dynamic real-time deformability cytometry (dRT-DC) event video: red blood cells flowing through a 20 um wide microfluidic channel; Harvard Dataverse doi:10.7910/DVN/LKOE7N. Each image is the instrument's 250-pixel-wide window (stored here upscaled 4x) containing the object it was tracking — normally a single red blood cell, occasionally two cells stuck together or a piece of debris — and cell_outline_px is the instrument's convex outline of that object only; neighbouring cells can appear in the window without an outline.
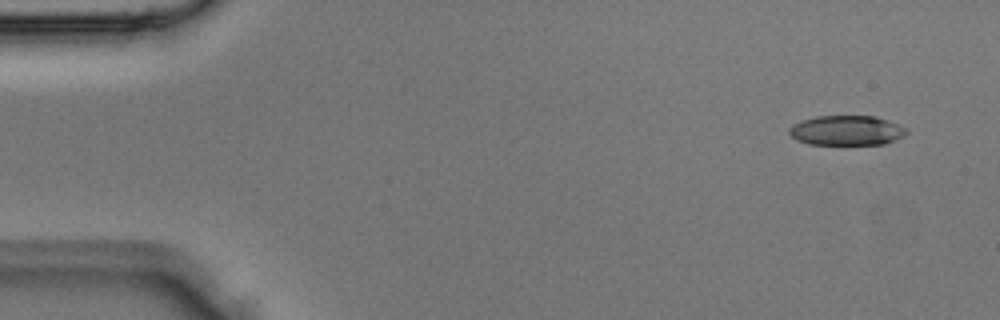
{"species": "Egyptian fruit bat (a non-hibernating species)", "species_latin": "Rousettus aegyptiacus", "temperature_condition": "room temperature", "stored_images_in_passage": 4, "camera_frame_rate_fps": 3000, "um_per_image_px": 0.085, "animal": {"sex": "male"}, "frame": {"image": 1, "passage_image": 1, "time_ms": 0.0, "image_size_px": [1000, 320], "cell_outline_px": [[908, 132], [904, 136], [896, 140], [884, 144], [808, 144], [796, 140], [788, 132], [788, 128], [792, 124], [816, 116], [876, 116], [888, 120], [908, 128]], "centroid_in_image_um": [71.98, 11.09], "position_along_channel_um": 13.0, "area_um2": 20.52}}